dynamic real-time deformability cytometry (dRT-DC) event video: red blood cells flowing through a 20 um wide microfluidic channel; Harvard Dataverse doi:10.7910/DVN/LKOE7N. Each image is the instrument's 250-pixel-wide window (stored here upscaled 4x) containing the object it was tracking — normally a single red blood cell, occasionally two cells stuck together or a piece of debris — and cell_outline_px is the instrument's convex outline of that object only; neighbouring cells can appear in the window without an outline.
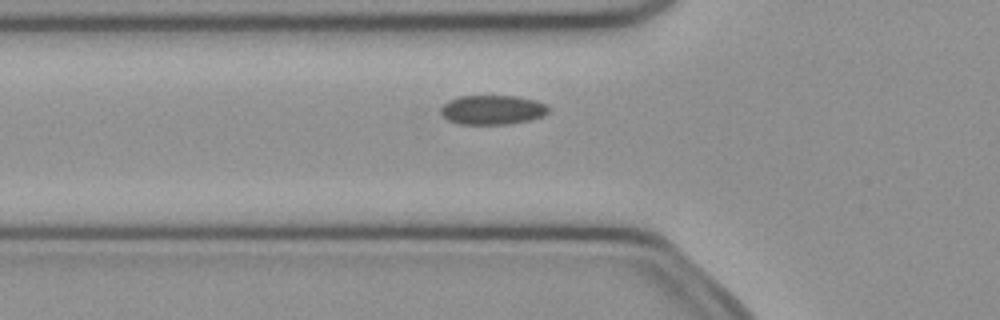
{"species": "common noctule bat (a hibernating species)", "species_latin": "Nyctalus noctula", "temperature_condition": "cold", "stored_images_in_passage": 46, "camera_frame_rate_fps": 3000, "um_per_image_px": 0.085, "animal": {"sex": "female", "body_mass_g": 21.9}, "frame": {"image": 1, "passage_image": 12, "time_ms": 3.667, "image_size_px": [1000, 320], "cell_outline_px": [[548, 112], [544, 116], [532, 120], [508, 124], [456, 124], [448, 120], [440, 112], [440, 108], [448, 100], [456, 96], [516, 96], [536, 100], [544, 104], [548, 108]], "centroid_in_image_um": [41.84, 9.34], "position_along_channel_um": 84.0, "area_um2": 18.61}}
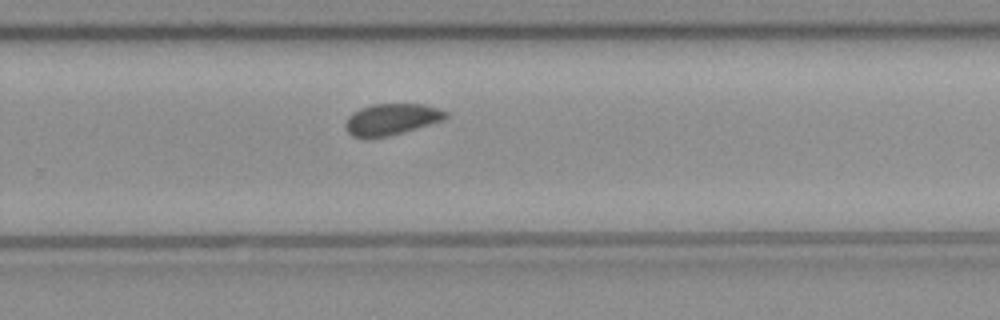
{"frame": {"image": 2, "passage_image": 28, "time_ms": 9.0, "image_size_px": [1000, 320], "cell_outline_px": [[448, 116], [444, 120], [388, 136], [352, 136], [344, 128], [344, 124], [348, 116], [352, 112], [360, 108], [372, 104], [424, 104], [440, 108], [448, 112]], "centroid_in_image_um": [33.29, 10.11], "position_along_channel_um": 296.5, "area_um2": 18.21}}
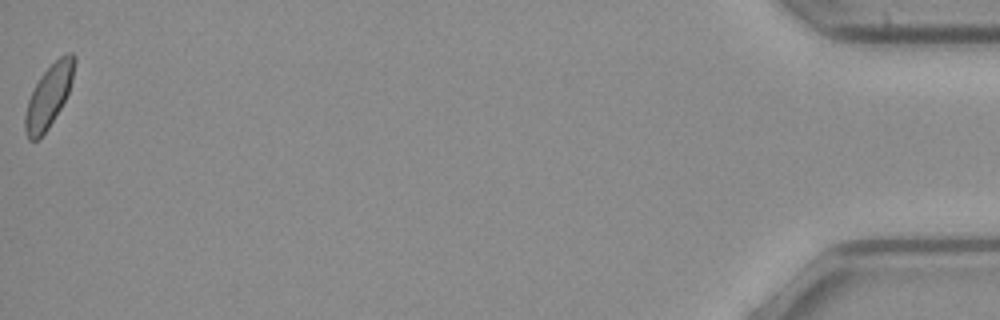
{"frame": {"image": 3, "passage_image": 46, "time_ms": 15.0, "image_size_px": [1000, 320], "cell_outline_px": [[76, 60], [72, 80], [68, 92], [60, 108], [48, 128], [40, 140], [28, 140], [24, 128], [24, 116], [28, 100], [40, 76], [60, 56], [68, 52], [72, 52], [76, 56]], "centroid_in_image_um": [4.14, 8.18], "position_along_channel_um": 431.1, "area_um2": 17.8}, "authors_computed_cell_mechanics": {"area_um2": 18.496, "velocity_mm_per_s": 3.9734, "shape_relaxation_time_tau1_ms": null, "shape_relaxation_time_tau2_ms": 8.9591, "deformation_change_tau1": null, "deformation_change_tau2": 0.0848}}